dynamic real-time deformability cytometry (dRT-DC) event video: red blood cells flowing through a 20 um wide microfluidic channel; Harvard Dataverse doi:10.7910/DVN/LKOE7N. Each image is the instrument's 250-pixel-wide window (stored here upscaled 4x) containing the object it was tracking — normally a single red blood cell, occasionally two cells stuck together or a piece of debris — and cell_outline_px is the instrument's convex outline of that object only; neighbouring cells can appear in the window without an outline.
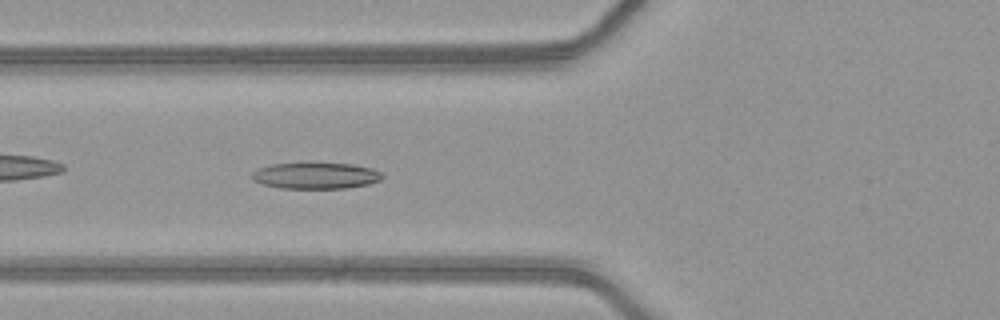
{"species": "common noctule bat (a hibernating species)", "species_latin": "Nyctalus noctula", "temperature_condition": "warm", "stored_images_in_passage": 34, "camera_frame_rate_fps": 3000, "um_per_image_px": 0.085, "animal": {"sex": "female", "body_mass_g": 21.9}, "frame": {"image": 1, "passage_image": 4, "time_ms": 1.0, "image_size_px": [1000, 320], "cell_outline_px": [[384, 176], [380, 180], [368, 184], [348, 188], [280, 188], [264, 184], [252, 180], [252, 172], [260, 168], [272, 164], [352, 164], [372, 168], [380, 172]], "centroid_in_image_um": [26.86, 14.94], "position_along_channel_um": 98.9, "area_um2": 19.59}}
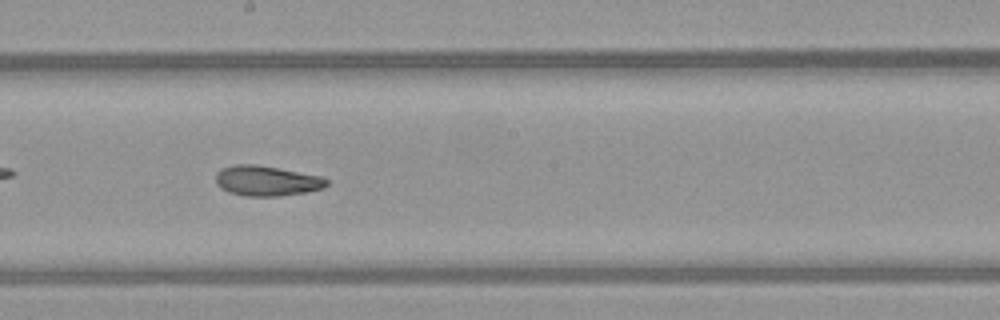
{"frame": {"image": 2, "passage_image": 13, "time_ms": 4.0, "image_size_px": [1000, 320], "cell_outline_px": [[328, 184], [324, 188], [304, 192], [280, 196], [244, 196], [228, 192], [220, 188], [216, 184], [216, 172], [220, 168], [236, 164], [256, 164], [320, 176], [328, 180]], "centroid_in_image_um": [22.62, 15.37], "position_along_channel_um": 225.6, "area_um2": 19.54}}
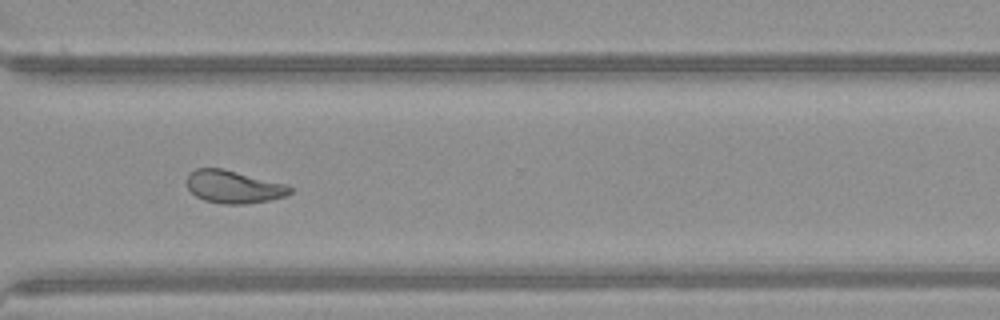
{"frame": {"image": 3, "passage_image": 22, "time_ms": 7.0, "image_size_px": [1000, 320], "cell_outline_px": [[292, 192], [284, 196], [268, 200], [244, 204], [224, 204], [204, 200], [196, 196], [188, 188], [184, 180], [188, 172], [196, 168], [224, 168], [288, 184], [292, 188]], "centroid_in_image_um": [19.82, 15.85], "position_along_channel_um": 350.8, "area_um2": 20.0}, "authors_computed_cell_mechanics": {"area_um2": 19.8254, "velocity_mm_per_s": 4.1936, "shape_relaxation_time_tau1_ms": 5.1919, "shape_relaxation_time_tau2_ms": 1.6234, "deformation_change_tau1": 0.173, "deformation_change_tau2": 0.0896}}